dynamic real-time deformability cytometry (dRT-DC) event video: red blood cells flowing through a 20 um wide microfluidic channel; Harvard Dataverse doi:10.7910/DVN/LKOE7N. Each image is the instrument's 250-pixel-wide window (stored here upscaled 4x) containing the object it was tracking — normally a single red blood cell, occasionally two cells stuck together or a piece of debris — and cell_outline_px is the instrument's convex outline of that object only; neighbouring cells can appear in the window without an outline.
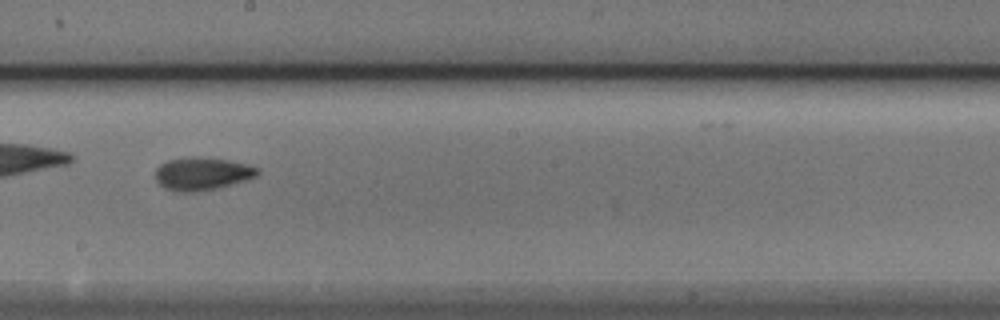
{"species": "Egyptian fruit bat (a non-hibernating species)", "species_latin": "Rousettus aegyptiacus", "temperature_condition": "cold", "stored_images_in_passage": 54, "camera_frame_rate_fps": 3000, "um_per_image_px": 0.085, "animal": {"sex": "male"}, "frame": {"image": 1, "passage_image": 31, "time_ms": 10.0, "image_size_px": [1000, 320], "cell_outline_px": [[260, 172], [256, 176], [244, 180], [216, 188], [196, 192], [176, 192], [164, 188], [156, 180], [156, 168], [160, 164], [168, 160], [192, 156], [228, 160], [260, 168]], "centroid_in_image_um": [17.14, 14.77], "position_along_channel_um": 231.1, "area_um2": 19.42}}
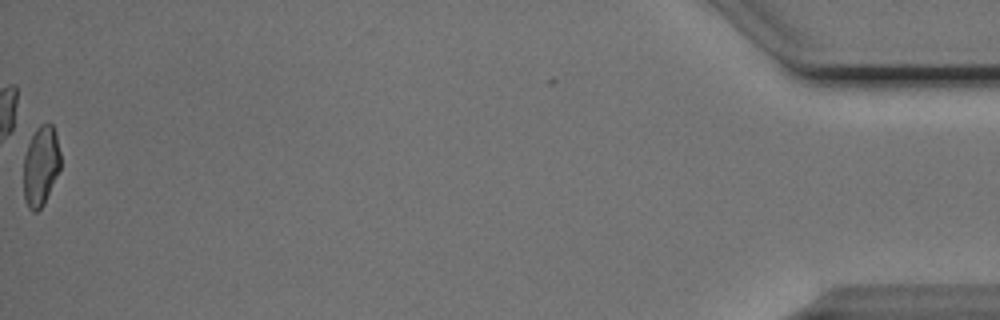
{"frame": {"image": 2, "passage_image": 54, "time_ms": 17.667, "image_size_px": [1000, 320], "cell_outline_px": [[60, 168], [44, 204], [36, 212], [32, 212], [28, 208], [24, 200], [24, 156], [28, 144], [36, 128], [40, 124], [52, 124], [56, 132], [60, 152]], "centroid_in_image_um": [3.47, 14.11], "position_along_channel_um": 431.7, "area_um2": 17.22}, "authors_computed_cell_mechanics": {"area_um2": 18.1781, "velocity_mm_per_s": 3.8808, "shape_relaxation_time_tau1_ms": 4.0043, "shape_relaxation_time_tau2_ms": 3.2832, "deformation_change_tau1": 0.162, "deformation_change_tau2": 0.0929}}